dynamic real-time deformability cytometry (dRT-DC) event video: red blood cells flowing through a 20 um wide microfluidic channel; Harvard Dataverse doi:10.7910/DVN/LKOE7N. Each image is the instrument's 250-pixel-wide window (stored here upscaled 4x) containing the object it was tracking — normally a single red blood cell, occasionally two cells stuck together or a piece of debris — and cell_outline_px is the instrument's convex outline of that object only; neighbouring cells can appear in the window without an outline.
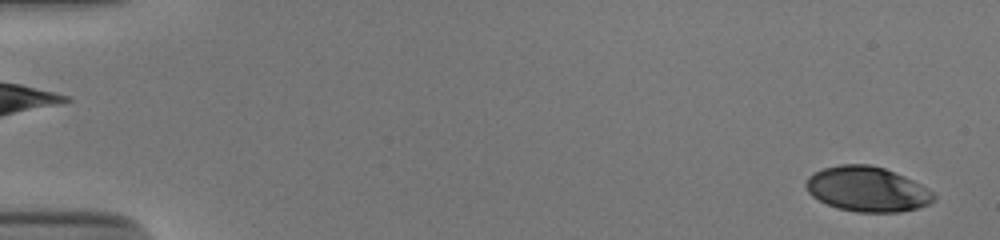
{"species": "human", "species_latin": "Homo sapiens", "temperature_condition": "cold", "stored_images_in_passage": 53, "camera_frame_rate_fps": 3000, "um_per_image_px": 0.085, "donor": {"sex": "male"}, "frame": {"image": 1, "passage_image": 2, "time_ms": 0.333, "image_size_px": [1000, 240], "cell_outline_px": [[936, 200], [928, 204], [916, 208], [900, 212], [856, 212], [836, 208], [812, 196], [808, 192], [804, 184], [808, 176], [824, 168], [840, 164], [872, 164], [884, 168], [904, 176], [928, 188], [936, 196]], "centroid_in_image_um": [73.71, 16.08], "position_along_channel_um": 11.3, "area_um2": 33.52}}
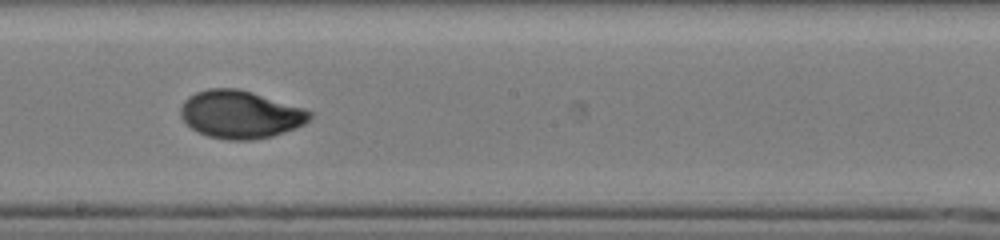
{"frame": {"image": 2, "passage_image": 31, "time_ms": 10.0, "image_size_px": [1000, 240], "cell_outline_px": [[312, 116], [304, 124], [296, 128], [272, 136], [252, 140], [228, 140], [208, 136], [196, 132], [180, 116], [180, 108], [184, 100], [188, 96], [196, 92], [208, 88], [236, 88], [252, 92], [304, 108], [312, 112]], "centroid_in_image_um": [20.41, 9.73], "position_along_channel_um": 227.8, "area_um2": 36.01}}
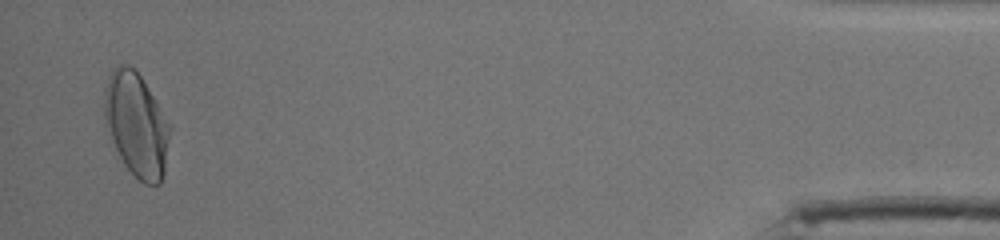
{"frame": {"image": 3, "passage_image": 52, "time_ms": 17.0, "image_size_px": [1000, 240], "cell_outline_px": [[172, 128], [164, 172], [160, 184], [144, 184], [124, 164], [104, 124], [104, 88], [108, 76], [112, 68], [116, 64], [124, 64], [132, 68], [140, 76]], "centroid_in_image_um": [11.58, 10.59], "position_along_channel_um": 423.6, "area_um2": 39.42}, "authors_computed_cell_mechanics": {"area_um2": 35.1424, "velocity_mm_per_s": 3.8636, "shape_relaxation_time_tau1_ms": 3.0765, "shape_relaxation_time_tau2_ms": 0.9619, "deformation_change_tau1": 0.1618, "deformation_change_tau2": 0.0372}}